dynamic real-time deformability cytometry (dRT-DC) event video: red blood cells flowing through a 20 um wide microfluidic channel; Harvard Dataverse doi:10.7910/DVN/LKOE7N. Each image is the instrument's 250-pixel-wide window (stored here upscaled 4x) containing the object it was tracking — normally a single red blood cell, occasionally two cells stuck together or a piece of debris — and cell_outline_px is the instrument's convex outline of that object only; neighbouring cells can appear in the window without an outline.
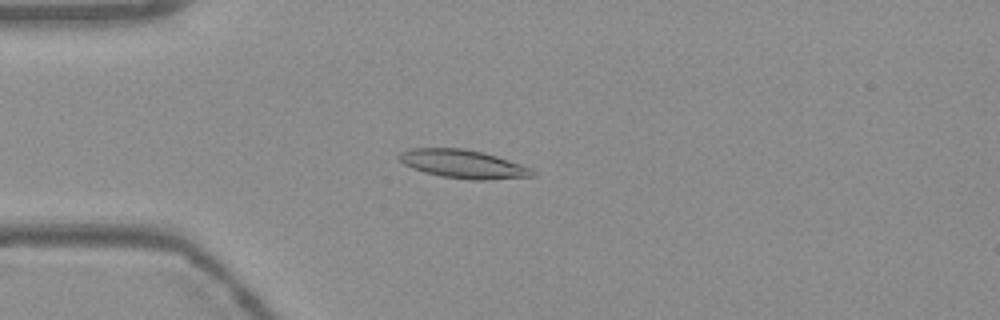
{"species": "Egyptian fruit bat (a non-hibernating species)", "species_latin": "Rousettus aegyptiacus", "temperature_condition": "warm", "stored_images_in_passage": 54, "camera_frame_rate_fps": 3000, "um_per_image_px": 0.085, "frame": {"image": 1, "passage_image": 14, "time_ms": 4.333, "image_size_px": [1000, 320], "cell_outline_px": [[536, 176], [484, 180], [472, 180], [440, 176], [424, 172], [412, 168], [404, 164], [396, 156], [400, 152], [412, 148], [464, 148], [484, 152], [532, 168], [536, 172]], "centroid_in_image_um": [39.37, 13.94], "position_along_channel_um": 45.6, "area_um2": 22.2}}
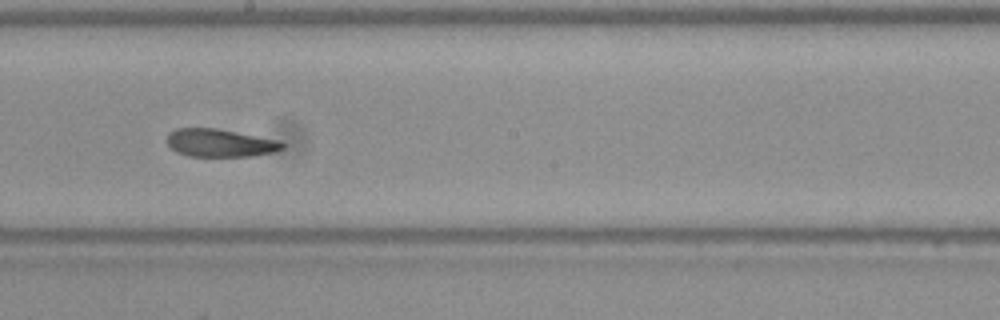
{"frame": {"image": 2, "passage_image": 30, "time_ms": 9.667, "image_size_px": [1000, 320], "cell_outline_px": [[288, 144], [284, 148], [276, 152], [252, 156], [188, 156], [176, 152], [168, 144], [168, 132], [176, 128], [216, 128], [280, 140]], "centroid_in_image_um": [18.76, 12.15], "position_along_channel_um": 229.4, "area_um2": 18.96}}
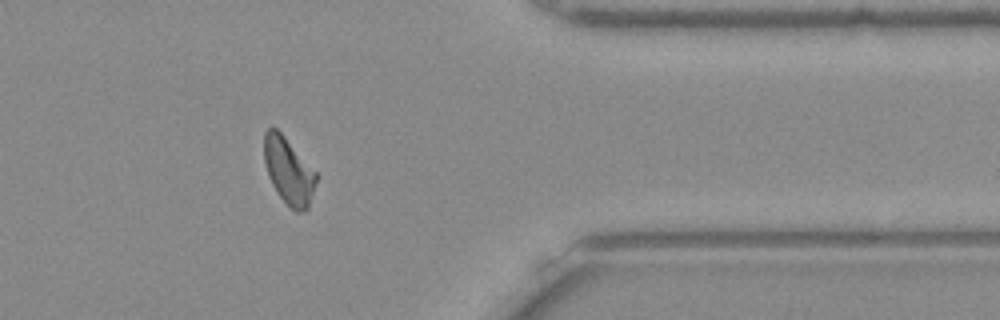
{"frame": {"image": 3, "passage_image": 44, "time_ms": 14.333, "image_size_px": [1000, 320], "cell_outline_px": [[316, 180], [308, 208], [304, 212], [296, 212], [280, 196], [272, 184], [268, 176], [264, 160], [264, 132], [268, 128], [276, 128], [284, 136], [316, 172]], "centroid_in_image_um": [24.51, 14.52], "position_along_channel_um": 386.9, "area_um2": 19.77}, "authors_computed_cell_mechanics": {"area_um2": 20.2878, "velocity_mm_per_s": 3.7596, "shape_relaxation_time_tau1_ms": null, "shape_relaxation_time_tau2_ms": 4.0237, "deformation_change_tau1": null, "deformation_change_tau2": 0.1075}}